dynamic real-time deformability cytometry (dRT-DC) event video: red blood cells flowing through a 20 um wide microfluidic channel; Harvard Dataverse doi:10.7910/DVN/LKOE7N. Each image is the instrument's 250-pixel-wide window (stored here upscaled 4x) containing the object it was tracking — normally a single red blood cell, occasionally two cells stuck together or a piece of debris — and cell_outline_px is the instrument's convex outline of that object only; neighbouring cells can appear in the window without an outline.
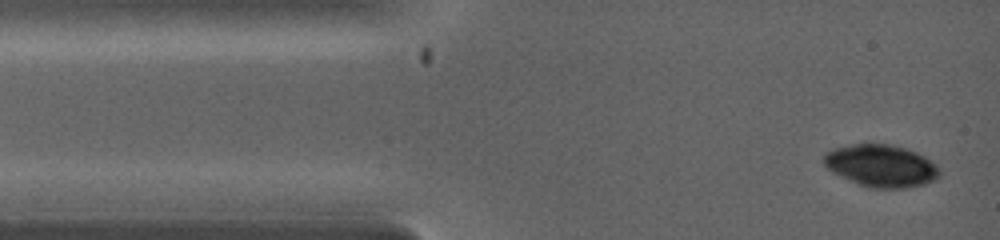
{"species": "common noctule bat (a hibernating species)", "species_latin": "Nyctalus noctula", "temperature_condition": "warm", "stored_images_in_passage": 5, "camera_frame_rate_fps": 5000, "um_per_image_px": 0.085, "animal": {"sex": "female", "body_mass_g": 19.0, "forearm_length_mm": 53.3}, "frame": {"image": 1, "passage_image": 1, "time_ms": 0.0, "image_size_px": [1000, 240], "cell_outline_px": [[940, 176], [936, 180], [924, 184], [908, 188], [868, 188], [832, 172], [824, 164], [824, 152], [836, 148], [852, 144], [888, 144], [908, 148], [924, 156], [936, 164], [940, 168]], "centroid_in_image_um": [74.93, 14.1], "position_along_channel_um": 10.1, "area_um2": 28.61}}